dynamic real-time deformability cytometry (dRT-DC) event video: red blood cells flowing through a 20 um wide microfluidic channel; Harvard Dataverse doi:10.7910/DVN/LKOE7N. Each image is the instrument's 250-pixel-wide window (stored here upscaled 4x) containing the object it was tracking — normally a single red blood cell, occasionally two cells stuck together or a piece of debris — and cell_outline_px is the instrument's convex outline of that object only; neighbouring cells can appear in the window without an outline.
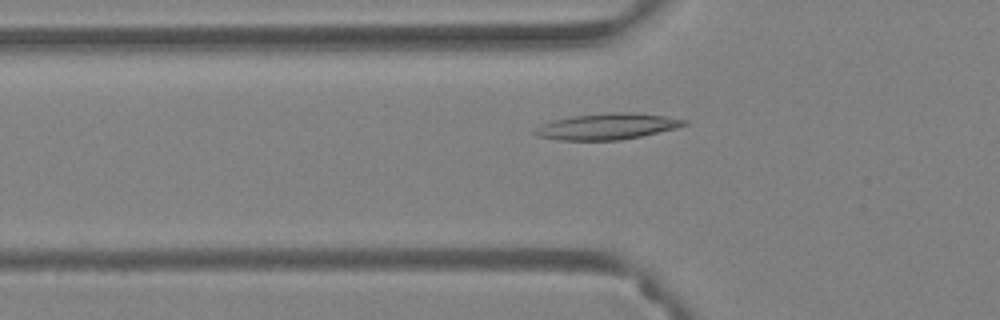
{"species": "Egyptian fruit bat (a non-hibernating species)", "species_latin": "Rousettus aegyptiacus", "temperature_condition": "warm", "stored_images_in_passage": 53, "camera_frame_rate_fps": 3000, "um_per_image_px": 0.085, "animal": {"sex": "female"}, "frame": {"image": 1, "passage_image": 17, "time_ms": 5.333, "image_size_px": [1000, 320], "cell_outline_px": [[688, 124], [676, 128], [640, 136], [620, 140], [556, 140], [536, 136], [532, 132], [540, 124], [552, 120], [572, 116], [616, 112], [632, 112], [664, 116], [688, 120]], "centroid_in_image_um": [51.57, 10.75], "position_along_channel_um": 74.2, "area_um2": 22.72}}
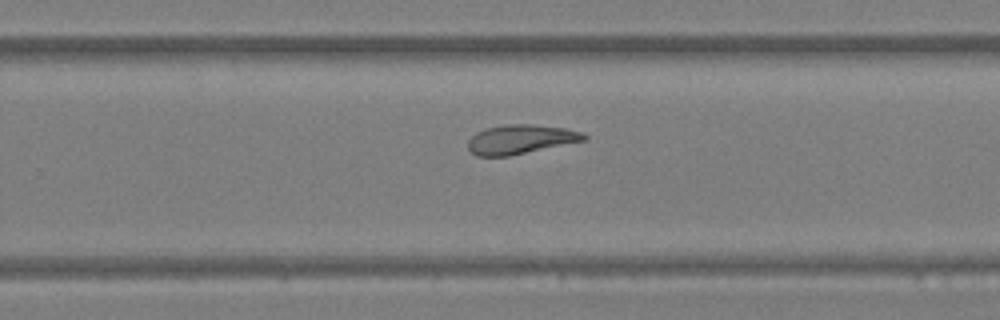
{"frame": {"image": 2, "passage_image": 34, "time_ms": 11.0, "image_size_px": [1000, 320], "cell_outline_px": [[588, 140], [508, 156], [476, 156], [468, 148], [468, 140], [476, 132], [488, 128], [508, 124], [532, 124], [564, 128], [584, 132], [588, 136]], "centroid_in_image_um": [44.29, 11.84], "position_along_channel_um": 285.5, "area_um2": 19.77}}
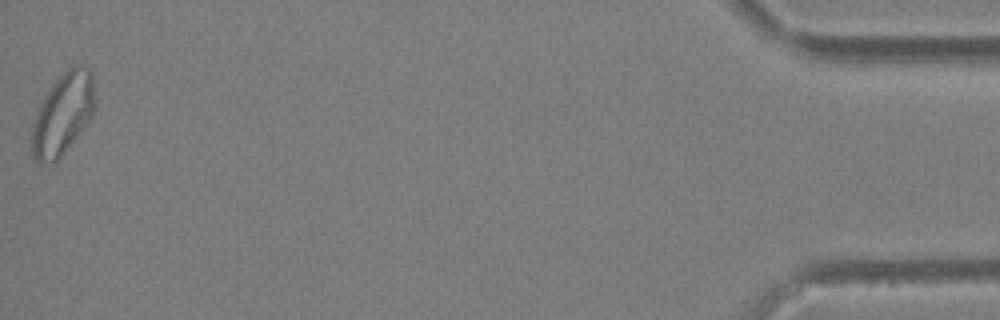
{"frame": {"image": 3, "passage_image": 53, "time_ms": 17.333, "image_size_px": [1000, 320], "cell_outline_px": [[96, 108], [88, 124], [60, 156], [56, 160], [44, 164], [36, 164], [32, 156], [32, 124], [36, 112], [44, 96], [52, 84], [72, 64], [80, 64], [88, 68], [92, 72]], "centroid_in_image_um": [5.36, 9.67], "position_along_channel_um": 429.8, "area_um2": 30.29}, "authors_computed_cell_mechanics": {"area_um2": 22.6576, "velocity_mm_per_s": 3.7356, "shape_relaxation_time_tau1_ms": null, "shape_relaxation_time_tau2_ms": 5.7235, "deformation_change_tau1": null, "deformation_change_tau2": 0.1468}}